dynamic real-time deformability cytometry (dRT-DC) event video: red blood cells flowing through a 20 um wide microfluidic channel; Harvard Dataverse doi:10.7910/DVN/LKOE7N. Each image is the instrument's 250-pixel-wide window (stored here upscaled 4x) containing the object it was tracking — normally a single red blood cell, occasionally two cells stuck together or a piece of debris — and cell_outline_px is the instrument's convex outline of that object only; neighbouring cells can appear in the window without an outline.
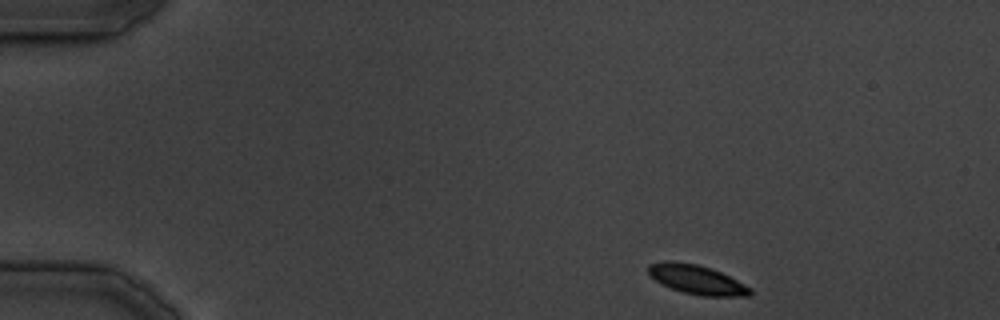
{"species": "common noctule bat (a hibernating species)", "species_latin": "Nyctalus noctula", "temperature_condition": "cold", "stored_images_in_passage": 15, "camera_frame_rate_fps": 3000, "um_per_image_px": 0.085, "animal": {"sex": "male", "body_mass_g": 19.5, "forearm_length_mm": 54.6}, "frame": {"image": 1, "passage_image": 1, "time_ms": 0.0, "image_size_px": [1000, 320], "cell_outline_px": [[752, 292], [748, 296], [700, 296], [684, 292], [660, 284], [648, 276], [648, 264], [664, 260], [672, 260], [696, 264], [712, 268], [752, 288]], "centroid_in_image_um": [59.17, 23.75], "position_along_channel_um": 25.8, "area_um2": 17.51}}
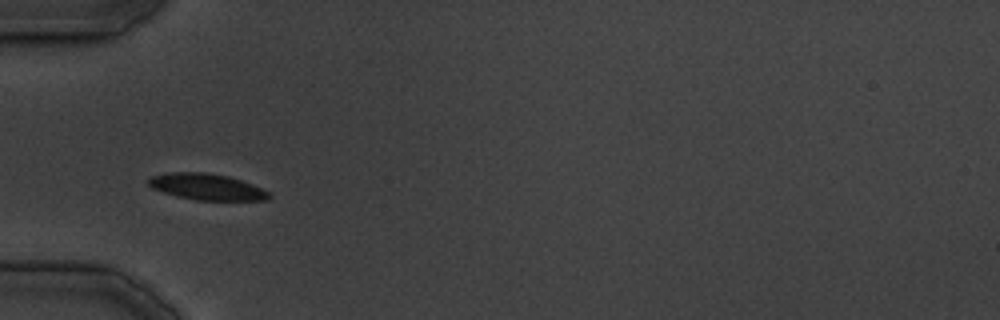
{"frame": {"image": 2, "passage_image": 7, "time_ms": 8.667, "image_size_px": [1000, 320], "cell_outline_px": [[272, 196], [268, 200], [196, 200], [176, 196], [152, 188], [148, 184], [148, 176], [164, 172], [204, 172], [228, 176], [252, 184], [268, 192]], "centroid_in_image_um": [17.52, 15.87], "position_along_channel_um": 67.5, "area_um2": 18.5}}